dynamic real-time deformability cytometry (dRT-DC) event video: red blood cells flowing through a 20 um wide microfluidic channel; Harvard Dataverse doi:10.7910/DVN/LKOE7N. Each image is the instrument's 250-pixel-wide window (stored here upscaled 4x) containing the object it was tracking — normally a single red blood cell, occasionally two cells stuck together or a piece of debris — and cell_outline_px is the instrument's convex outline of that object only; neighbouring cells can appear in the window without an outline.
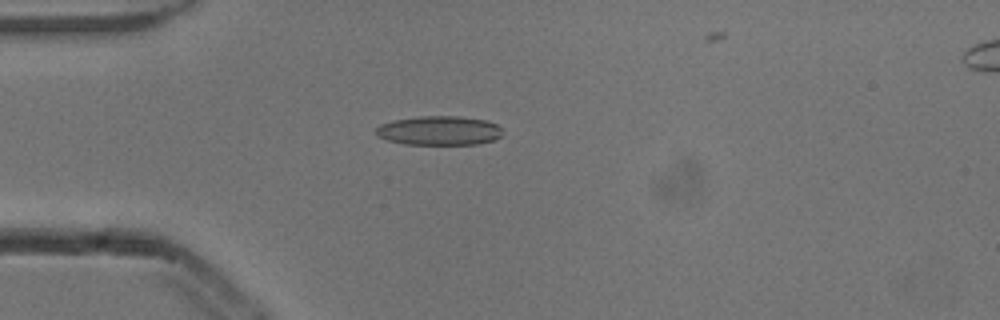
{"species": "common noctule bat (a hibernating species)", "species_latin": "Nyctalus noctula", "temperature_condition": "cold", "stored_images_in_passage": 5, "camera_frame_rate_fps": 3000, "um_per_image_px": 0.085, "animal": {"sex": "male", "body_mass_g": 13.3}, "frame": {"image": 1, "passage_image": 3, "time_ms": 0.667, "image_size_px": [1000, 320], "cell_outline_px": [[500, 136], [496, 140], [476, 144], [404, 144], [388, 140], [376, 136], [376, 128], [380, 124], [392, 120], [420, 116], [460, 116], [488, 120], [496, 124], [500, 128]], "centroid_in_image_um": [37.31, 11.09], "position_along_channel_um": 47.7, "area_um2": 21.62}}